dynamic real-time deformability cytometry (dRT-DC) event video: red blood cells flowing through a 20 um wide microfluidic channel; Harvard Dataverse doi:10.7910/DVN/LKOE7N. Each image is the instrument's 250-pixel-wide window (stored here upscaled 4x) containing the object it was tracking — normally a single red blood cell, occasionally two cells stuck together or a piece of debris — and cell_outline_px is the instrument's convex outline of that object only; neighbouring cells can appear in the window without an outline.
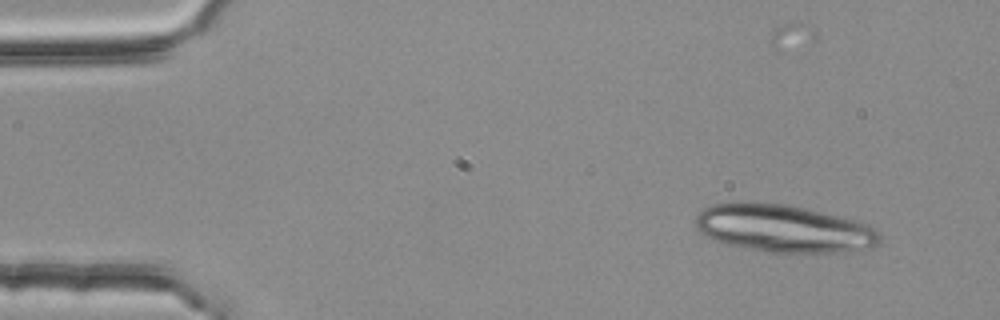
{"species": "common noctule bat (a hibernating species)", "species_latin": "Nyctalus noctula", "temperature_condition": "room temperature", "stored_images_in_passage": 4, "camera_frame_rate_fps": 3000, "um_per_image_px": 0.085, "animal": {"sex": "female", "body_mass_g": 25.1}, "frame": {"image": 1, "passage_image": 1, "time_ms": 0.0, "image_size_px": [1000, 320], "cell_outline_px": [[880, 244], [872, 248], [844, 252], [764, 252], [724, 244], [712, 240], [704, 236], [696, 228], [696, 216], [704, 208], [712, 204], [736, 200], [740, 200], [788, 204], [868, 224], [876, 228], [880, 232]], "centroid_in_image_um": [66.56, 19.41], "position_along_channel_um": 18.4, "area_um2": 51.85}}